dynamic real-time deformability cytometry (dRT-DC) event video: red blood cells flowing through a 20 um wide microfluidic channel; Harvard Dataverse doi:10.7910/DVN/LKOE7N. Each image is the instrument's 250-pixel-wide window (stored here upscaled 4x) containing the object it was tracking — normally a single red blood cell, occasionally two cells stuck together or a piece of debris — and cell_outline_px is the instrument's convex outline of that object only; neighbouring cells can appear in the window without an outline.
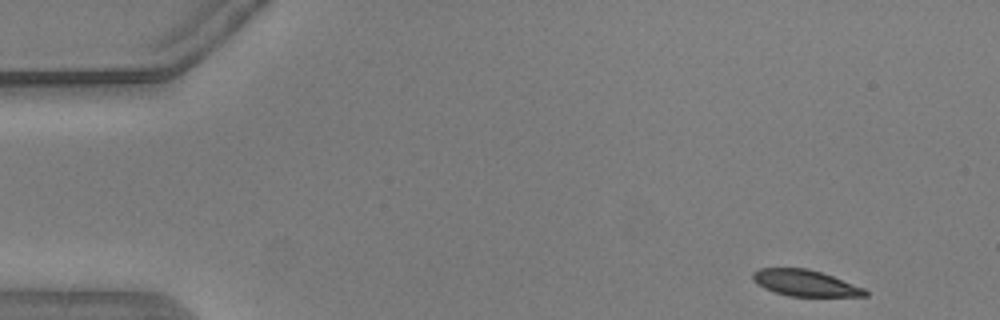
{"species": "common noctule bat (a hibernating species)", "species_latin": "Nyctalus noctula", "temperature_condition": "warm", "stored_images_in_passage": 51, "camera_frame_rate_fps": 3000, "um_per_image_px": 0.085, "animal": {"sex": "male", "body_mass_g": 20.5, "forearm_length_mm": 52.5}, "frame": {"image": 1, "passage_image": 1, "time_ms": 0.0, "image_size_px": [1000, 320], "cell_outline_px": [[868, 296], [788, 296], [764, 288], [756, 284], [752, 280], [752, 272], [760, 268], [808, 268], [832, 276], [864, 288], [868, 292]], "centroid_in_image_um": [68.4, 24.05], "position_along_channel_um": 16.6, "area_um2": 17.11}}
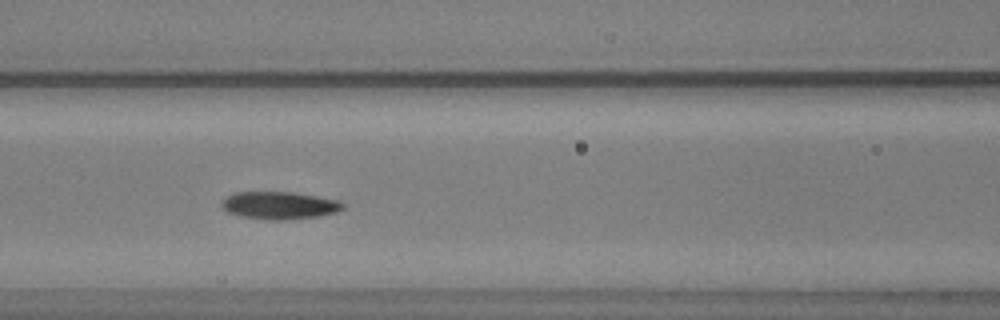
{"frame": {"image": 2, "passage_image": 20, "time_ms": 6.333, "image_size_px": [1000, 320], "cell_outline_px": [[344, 208], [336, 212], [320, 216], [280, 220], [268, 220], [240, 216], [228, 212], [220, 204], [228, 196], [236, 192], [292, 192], [316, 196], [336, 200], [344, 204]], "centroid_in_image_um": [23.75, 17.46], "position_along_channel_um": 142.9, "area_um2": 19.25}}
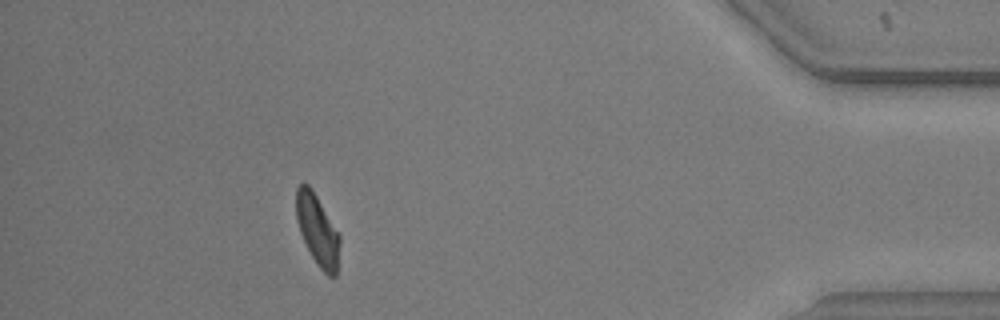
{"frame": {"image": 3, "passage_image": 46, "time_ms": 15.0, "image_size_px": [1000, 320], "cell_outline_px": [[340, 240], [336, 276], [328, 276], [316, 264], [300, 232], [296, 220], [296, 188], [300, 184], [308, 184], [316, 196], [340, 236]], "centroid_in_image_um": [26.97, 19.57], "position_along_channel_um": 408.2, "area_um2": 17.57}, "authors_computed_cell_mechanics": {"area_um2": 19.0162, "velocity_mm_per_s": 3.6609, "shape_relaxation_time_tau1_ms": 2.9255, "shape_relaxation_time_tau2_ms": 3.901, "deformation_change_tau1": 0.1388, "deformation_change_tau2": 0.0903}}